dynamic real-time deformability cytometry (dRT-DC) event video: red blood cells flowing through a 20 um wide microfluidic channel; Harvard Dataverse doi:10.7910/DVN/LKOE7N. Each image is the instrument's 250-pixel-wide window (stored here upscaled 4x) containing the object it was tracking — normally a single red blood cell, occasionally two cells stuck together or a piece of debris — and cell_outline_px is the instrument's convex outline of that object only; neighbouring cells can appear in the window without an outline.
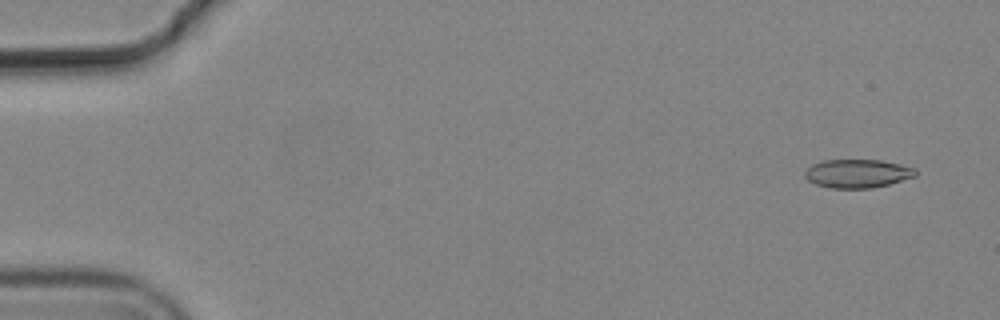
{"species": "common noctule bat (a hibernating species)", "species_latin": "Nyctalus noctula", "temperature_condition": "cold", "stored_images_in_passage": 5, "camera_frame_rate_fps": 3000, "um_per_image_px": 0.085, "animal": {"sex": "male", "body_mass_g": 19.2, "forearm_length_mm": 51.8}, "frame": {"image": 1, "passage_image": 1, "time_ms": 0.0, "image_size_px": [1000, 320], "cell_outline_px": [[916, 176], [888, 184], [872, 188], [828, 188], [816, 184], [808, 180], [804, 176], [804, 172], [812, 164], [824, 160], [880, 160], [900, 164], [916, 168]], "centroid_in_image_um": [72.87, 14.75], "position_along_channel_um": 12.1, "area_um2": 18.38}}
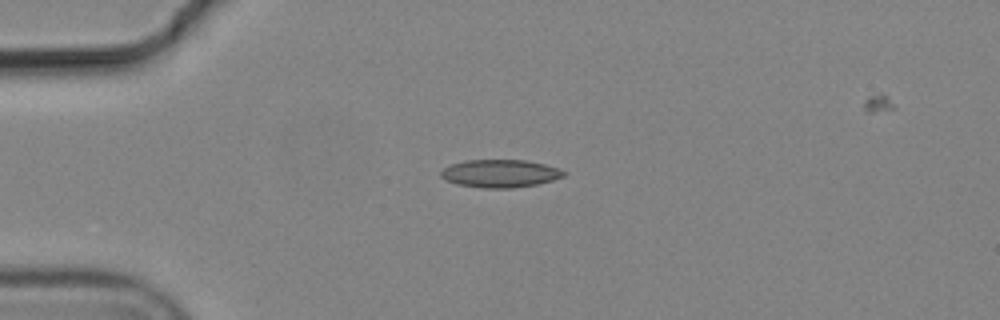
{"frame": {"image": 2, "passage_image": 4, "time_ms": 1.0, "image_size_px": [1000, 320], "cell_outline_px": [[568, 172], [564, 176], [552, 180], [536, 184], [512, 188], [480, 188], [456, 184], [444, 180], [440, 176], [440, 172], [444, 168], [452, 164], [468, 160], [524, 160], [544, 164], [560, 168]], "centroid_in_image_um": [42.51, 14.75], "position_along_channel_um": 42.5, "area_um2": 20.0}}